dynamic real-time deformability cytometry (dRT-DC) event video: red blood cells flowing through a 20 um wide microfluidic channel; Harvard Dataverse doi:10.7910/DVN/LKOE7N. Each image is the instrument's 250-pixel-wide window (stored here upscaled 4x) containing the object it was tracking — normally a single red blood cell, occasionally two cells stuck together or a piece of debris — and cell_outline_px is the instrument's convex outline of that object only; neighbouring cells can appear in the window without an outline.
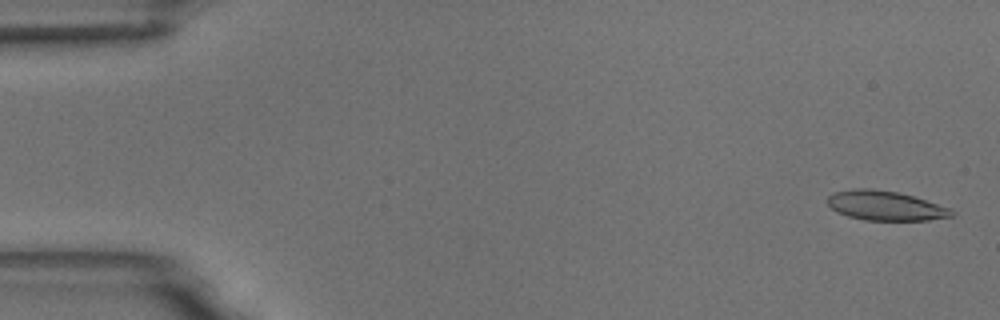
{"species": "common noctule bat (a hibernating species)", "species_latin": "Nyctalus noctula", "temperature_condition": "room temperature", "stored_images_in_passage": 54, "camera_frame_rate_fps": 3000, "um_per_image_px": 0.085, "animal": {"sex": "male", "body_mass_g": 18.8}, "frame": {"image": 1, "passage_image": 2, "time_ms": 0.333, "image_size_px": [1000, 320], "cell_outline_px": [[956, 212], [952, 216], [928, 220], [864, 220], [848, 216], [836, 212], [824, 200], [828, 196], [836, 192], [856, 188], [868, 188], [896, 192], [912, 196], [948, 208]], "centroid_in_image_um": [75.2, 17.49], "position_along_channel_um": 9.8, "area_um2": 21.1}}
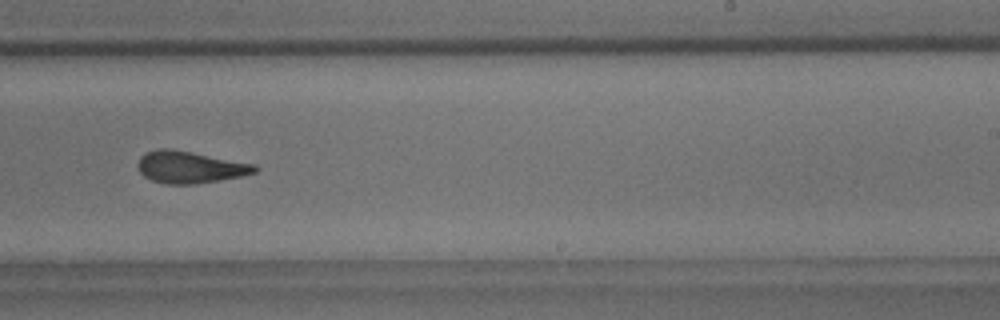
{"frame": {"image": 2, "passage_image": 34, "time_ms": 11.0, "image_size_px": [1000, 320], "cell_outline_px": [[260, 168], [256, 172], [240, 176], [196, 184], [168, 184], [152, 180], [144, 176], [140, 172], [136, 164], [140, 156], [148, 152], [160, 148], [168, 148], [192, 152], [256, 164]], "centroid_in_image_um": [16.15, 14.2], "position_along_channel_um": 272.9, "area_um2": 21.73}}
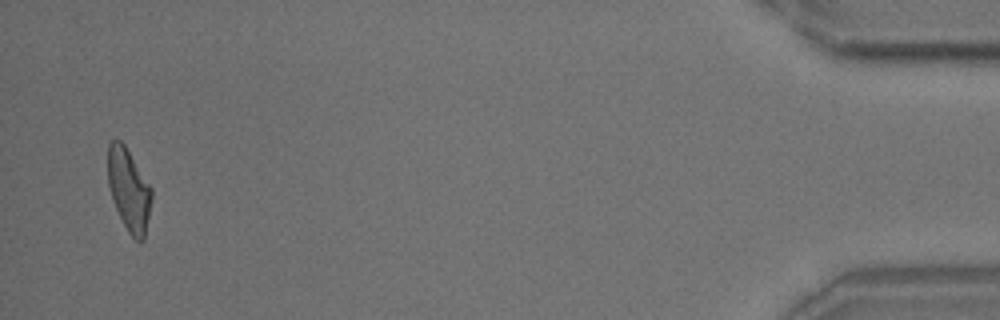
{"frame": {"image": 3, "passage_image": 53, "time_ms": 17.333, "image_size_px": [1000, 320], "cell_outline_px": [[152, 200], [144, 240], [140, 244], [128, 232], [112, 200], [108, 184], [108, 144], [112, 140], [120, 140], [124, 144], [152, 188]], "centroid_in_image_um": [10.96, 16.15], "position_along_channel_um": 424.2, "area_um2": 20.98}, "authors_computed_cell_mechanics": {"area_um2": 21.8195, "velocity_mm_per_s": 3.7182, "shape_relaxation_time_tau1_ms": 9.992, "shape_relaxation_time_tau2_ms": 3.489, "deformation_change_tau1": 0.2391, "deformation_change_tau2": 0.1358}}